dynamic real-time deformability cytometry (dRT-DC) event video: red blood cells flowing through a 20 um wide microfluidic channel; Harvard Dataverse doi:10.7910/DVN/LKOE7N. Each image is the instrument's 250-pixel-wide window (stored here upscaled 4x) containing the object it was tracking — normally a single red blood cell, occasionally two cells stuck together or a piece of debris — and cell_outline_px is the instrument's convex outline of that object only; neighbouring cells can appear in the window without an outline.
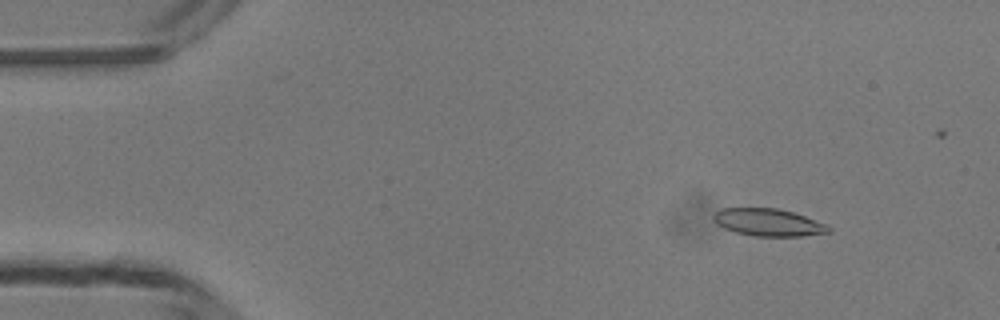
{"species": "common noctule bat (a hibernating species)", "species_latin": "Nyctalus noctula", "temperature_condition": "room temperature", "stored_images_in_passage": 42, "camera_frame_rate_fps": 3000, "um_per_image_px": 0.085, "animal": {"sex": "male", "body_mass_g": 13.3}, "frame": {"image": 1, "passage_image": 5, "time_ms": 1.333, "image_size_px": [1000, 320], "cell_outline_px": [[832, 232], [800, 236], [756, 236], [736, 232], [724, 228], [716, 224], [712, 220], [712, 216], [720, 208], [776, 208], [792, 212], [804, 216], [824, 224], [832, 228]], "centroid_in_image_um": [65.27, 18.9], "position_along_channel_um": 19.7, "area_um2": 18.26}}
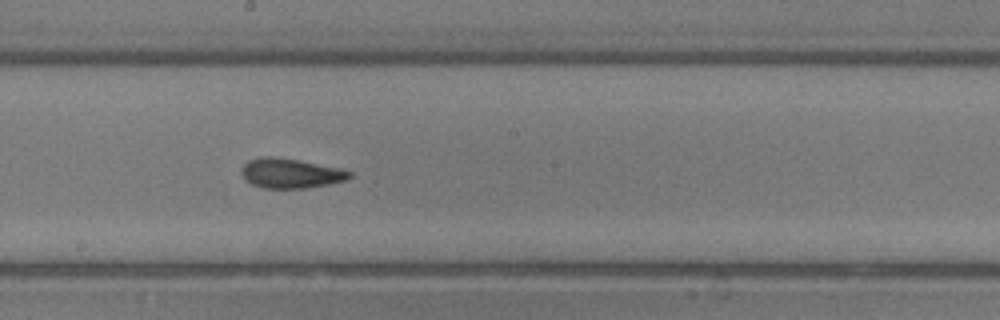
{"frame": {"image": 2, "passage_image": 26, "time_ms": 8.333, "image_size_px": [1000, 320], "cell_outline_px": [[352, 176], [344, 180], [328, 184], [304, 188], [260, 188], [244, 180], [240, 172], [240, 168], [248, 160], [260, 156], [276, 156], [300, 160], [340, 168], [352, 172]], "centroid_in_image_um": [24.63, 14.71], "position_along_channel_um": 223.6, "area_um2": 18.96}}
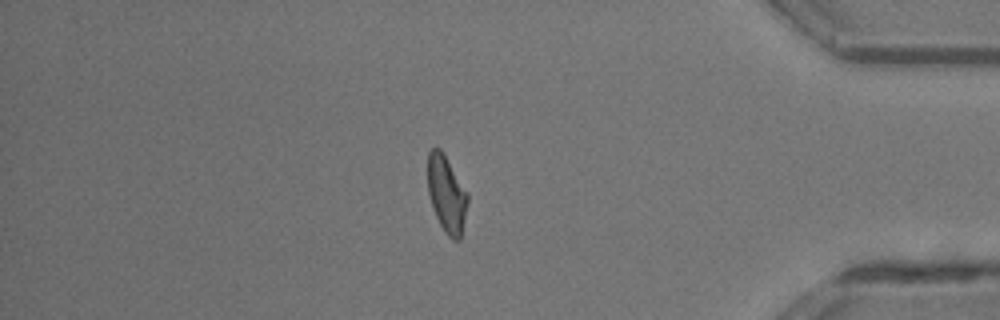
{"frame": {"image": 3, "passage_image": 41, "time_ms": 13.333, "image_size_px": [1000, 320], "cell_outline_px": [[468, 200], [460, 240], [452, 240], [444, 232], [436, 216], [428, 192], [428, 152], [432, 148], [440, 148], [468, 192]], "centroid_in_image_um": [37.97, 16.5], "position_along_channel_um": 397.2, "area_um2": 17.69}, "authors_computed_cell_mechanics": {"area_um2": 18.5538, "velocity_mm_per_s": 4.1956, "shape_relaxation_time_tau1_ms": 4.6029, "shape_relaxation_time_tau2_ms": 1.799, "deformation_change_tau1": 0.1688, "deformation_change_tau2": 0.098}}